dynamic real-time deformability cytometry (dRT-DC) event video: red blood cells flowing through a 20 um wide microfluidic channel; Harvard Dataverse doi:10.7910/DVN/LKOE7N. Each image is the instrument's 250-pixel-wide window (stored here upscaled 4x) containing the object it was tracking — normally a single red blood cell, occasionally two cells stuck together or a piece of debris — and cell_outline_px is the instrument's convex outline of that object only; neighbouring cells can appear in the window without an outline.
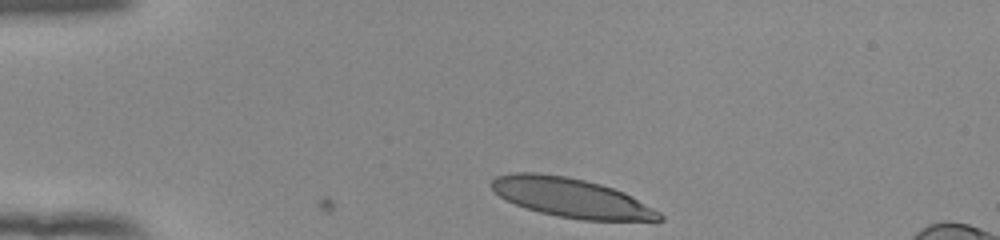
{"species": "human", "species_latin": "Homo sapiens", "temperature_condition": "room temperature", "stored_images_in_passage": 25, "camera_frame_rate_fps": 3000, "um_per_image_px": 0.085, "donor": {"sex": "female"}, "frame": {"image": 1, "passage_image": 1, "time_ms": 0.0, "image_size_px": [1000, 240], "cell_outline_px": [[664, 220], [580, 220], [540, 212], [516, 204], [500, 196], [488, 184], [496, 176], [512, 172], [536, 172], [564, 176], [584, 180], [600, 184], [624, 192], [660, 212], [664, 216]], "centroid_in_image_um": [48.54, 16.8], "position_along_channel_um": 36.5, "area_um2": 37.97}}
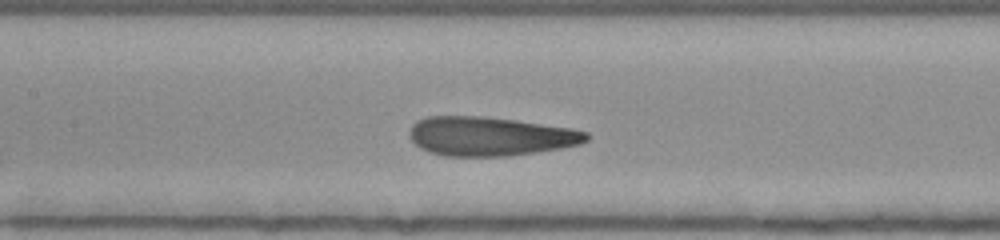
{"frame": {"image": 2, "passage_image": 15, "time_ms": 4.667, "image_size_px": [1000, 240], "cell_outline_px": [[588, 140], [580, 144], [560, 148], [536, 152], [508, 156], [444, 156], [428, 152], [420, 148], [412, 140], [408, 132], [412, 124], [428, 116], [480, 116], [516, 120], [568, 128], [588, 132]], "centroid_in_image_um": [41.62, 11.59], "position_along_channel_um": 165.8, "area_um2": 40.11}}
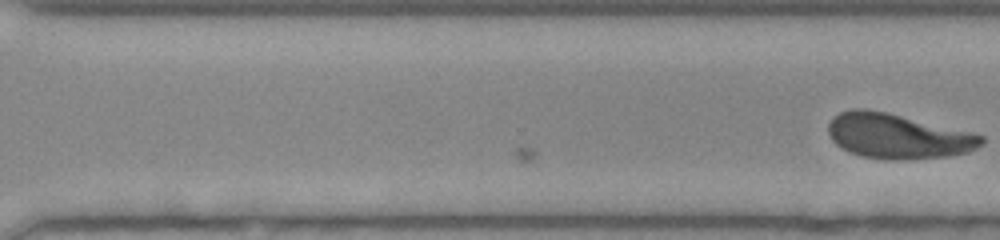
{"frame": {"image": 3, "passage_image": 25, "time_ms": 8.0, "image_size_px": [1000, 240], "cell_outline_px": [[984, 144], [968, 152], [948, 156], [900, 160], [892, 160], [860, 156], [848, 152], [836, 144], [832, 140], [828, 132], [828, 124], [840, 112], [852, 108], [864, 108], [884, 112], [968, 132], [984, 136]], "centroid_in_image_um": [76.27, 11.59], "position_along_channel_um": 294.3, "area_um2": 39.59}}